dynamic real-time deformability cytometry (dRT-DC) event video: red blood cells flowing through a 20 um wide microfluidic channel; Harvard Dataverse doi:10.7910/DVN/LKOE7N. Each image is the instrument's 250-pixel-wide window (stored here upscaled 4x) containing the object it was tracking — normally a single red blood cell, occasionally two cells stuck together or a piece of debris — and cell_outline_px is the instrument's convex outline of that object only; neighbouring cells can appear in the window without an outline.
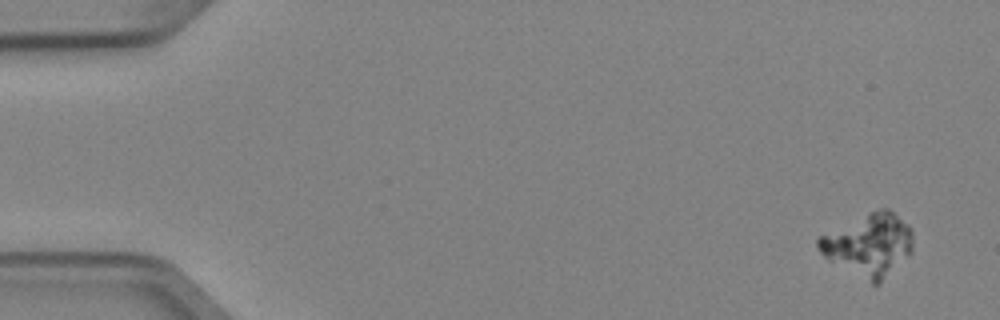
{"species": "Egyptian fruit bat (a non-hibernating species)", "species_latin": "Rousettus aegyptiacus", "temperature_condition": "cold", "stored_images_in_passage": 6, "camera_frame_rate_fps": 3000, "um_per_image_px": 0.085, "animal": {"sex": "female"}, "frame": {"image": 1, "passage_image": 1, "time_ms": 0.0, "image_size_px": [1000, 320], "cell_outline_px": [[912, 252], [880, 284], [872, 284], [828, 260], [820, 252], [816, 244], [816, 240], [820, 236], [880, 208], [888, 208], [908, 224], [912, 228]], "centroid_in_image_um": [73.88, 20.84], "position_along_channel_um": 11.1, "area_um2": 33.93}}